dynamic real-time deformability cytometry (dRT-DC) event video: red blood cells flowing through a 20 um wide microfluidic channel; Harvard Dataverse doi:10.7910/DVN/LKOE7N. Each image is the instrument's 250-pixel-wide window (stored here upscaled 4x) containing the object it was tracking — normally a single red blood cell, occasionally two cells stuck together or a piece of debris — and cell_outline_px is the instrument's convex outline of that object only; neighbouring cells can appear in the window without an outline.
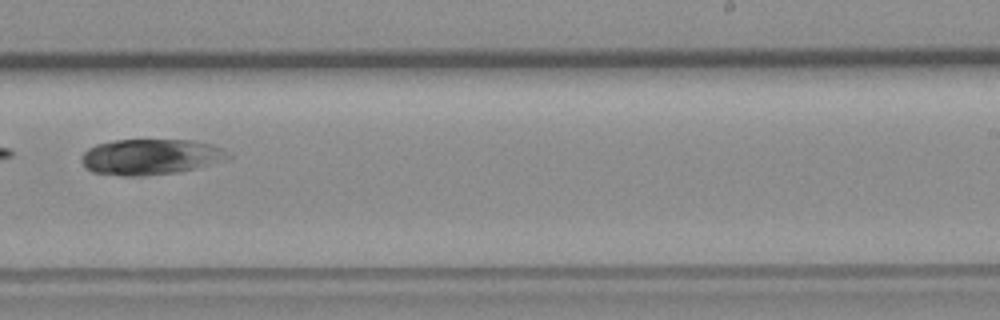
{"species": "common noctule bat (a hibernating species)", "species_latin": "Nyctalus noctula", "temperature_condition": "room temperature", "stored_images_in_passage": 9, "camera_frame_rate_fps": 3000, "um_per_image_px": 0.085, "animal": {"sex": "female", "body_mass_g": 19.3, "forearm_length_mm": 54.1}, "frame": {"image": 1, "passage_image": 9, "time_ms": 9.333, "image_size_px": [1000, 320], "cell_outline_px": [[232, 156], [228, 160], [196, 168], [176, 172], [140, 176], [124, 176], [92, 172], [84, 164], [84, 152], [88, 148], [96, 144], [116, 140], [192, 140], [212, 144], [220, 148]], "centroid_in_image_um": [12.85, 13.33], "position_along_channel_um": 276.2, "area_um2": 30.29}}